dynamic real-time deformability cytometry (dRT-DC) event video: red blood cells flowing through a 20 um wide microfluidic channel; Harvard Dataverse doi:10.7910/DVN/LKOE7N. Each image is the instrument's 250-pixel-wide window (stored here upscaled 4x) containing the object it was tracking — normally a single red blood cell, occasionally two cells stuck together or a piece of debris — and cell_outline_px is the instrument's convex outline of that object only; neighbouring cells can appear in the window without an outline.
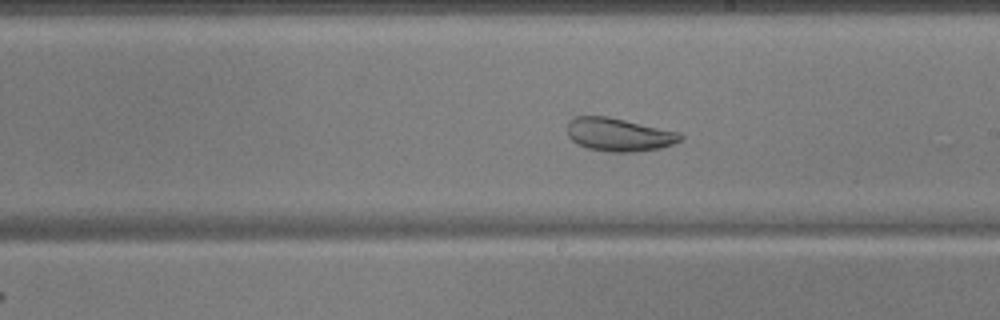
{"species": "common noctule bat (a hibernating species)", "species_latin": "Nyctalus noctula", "temperature_condition": "warm", "stored_images_in_passage": 53, "camera_frame_rate_fps": 3000, "um_per_image_px": 0.085, "animal": {"sex": "male", "body_mass_g": 17.9, "forearm_length_mm": 54.2}, "frame": {"image": 1, "passage_image": 31, "time_ms": 10.0, "image_size_px": [1000, 320], "cell_outline_px": [[684, 136], [680, 140], [672, 144], [660, 148], [636, 152], [612, 152], [588, 148], [572, 140], [568, 136], [568, 120], [572, 116], [608, 116], [680, 132]], "centroid_in_image_um": [52.61, 11.43], "position_along_channel_um": 236.4, "area_um2": 21.91}}
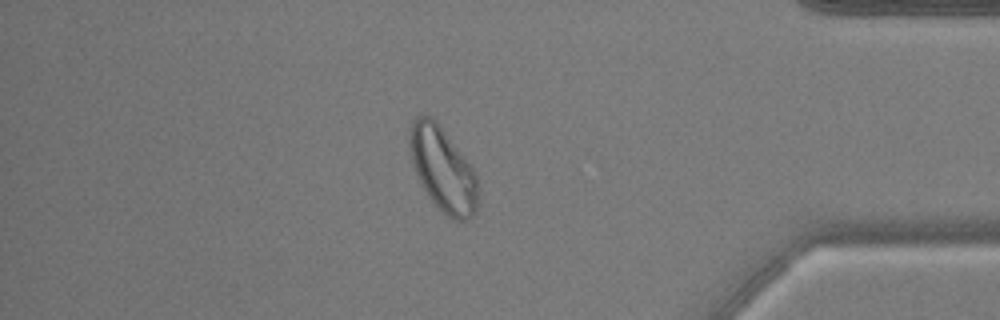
{"frame": {"image": 2, "passage_image": 46, "time_ms": 15.0, "image_size_px": [1000, 320], "cell_outline_px": [[476, 212], [468, 220], [452, 220], [428, 196], [416, 172], [412, 160], [408, 144], [408, 136], [412, 124], [416, 116], [432, 116], [464, 156], [472, 168], [476, 176]], "centroid_in_image_um": [37.62, 14.38], "position_along_channel_um": 397.6, "area_um2": 32.71}}